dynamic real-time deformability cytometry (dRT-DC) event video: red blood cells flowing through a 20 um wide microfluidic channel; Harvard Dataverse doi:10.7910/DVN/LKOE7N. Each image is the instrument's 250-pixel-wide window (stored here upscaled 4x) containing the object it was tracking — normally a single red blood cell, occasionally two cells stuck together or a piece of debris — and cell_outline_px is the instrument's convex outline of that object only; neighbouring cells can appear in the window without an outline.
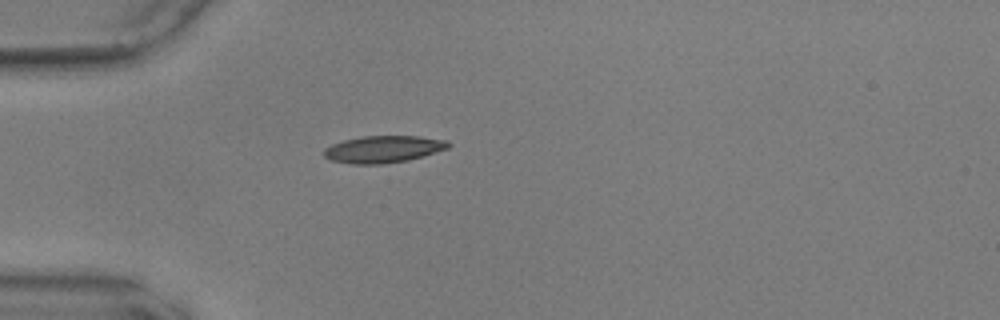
{"species": "common noctule bat (a hibernating species)", "species_latin": "Nyctalus noctula", "temperature_condition": "warm", "stored_images_in_passage": 36, "camera_frame_rate_fps": 3000, "um_per_image_px": 0.085, "animal": {"sex": "male", "body_mass_g": 17.9, "forearm_length_mm": 54.2}, "frame": {"image": 1, "passage_image": 1, "time_ms": 0.0, "image_size_px": [1000, 320], "cell_outline_px": [[452, 144], [448, 148], [408, 160], [384, 164], [352, 164], [332, 160], [324, 156], [324, 148], [332, 144], [344, 140], [360, 136], [420, 136], [448, 140]], "centroid_in_image_um": [32.59, 12.67], "position_along_channel_um": 52.4, "area_um2": 19.59}}
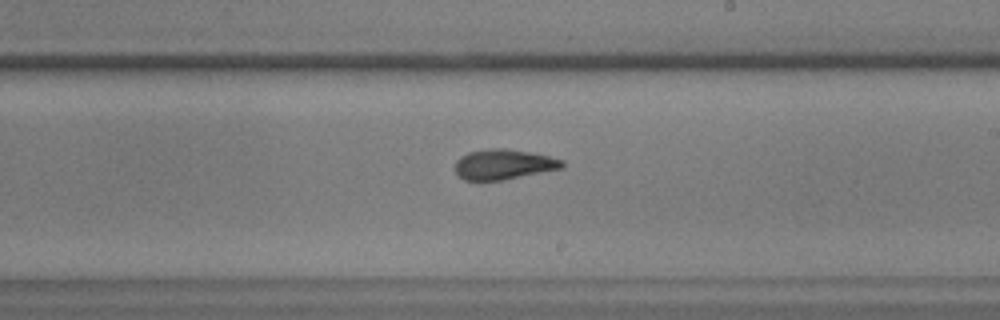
{"frame": {"image": 2, "passage_image": 18, "time_ms": 5.667, "image_size_px": [1000, 320], "cell_outline_px": [[564, 168], [504, 180], [464, 180], [456, 172], [456, 160], [460, 156], [468, 152], [492, 148], [504, 148], [528, 152], [548, 156], [564, 160]], "centroid_in_image_um": [42.82, 13.97], "position_along_channel_um": 246.2, "area_um2": 18.79}}
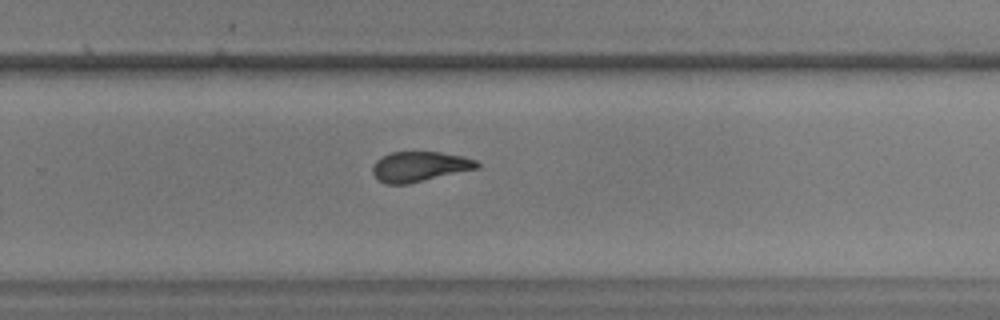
{"frame": {"image": 3, "passage_image": 22, "time_ms": 7.0, "image_size_px": [1000, 320], "cell_outline_px": [[480, 168], [408, 184], [384, 184], [372, 172], [372, 168], [376, 160], [392, 152], [440, 152], [460, 156], [476, 160], [480, 164]], "centroid_in_image_um": [35.68, 14.16], "position_along_channel_um": 294.1, "area_um2": 18.21}, "authors_computed_cell_mechanics": {"area_um2": 19.2474, "velocity_mm_per_s": 3.6123, "shape_relaxation_time_tau1_ms": 5.2228, "shape_relaxation_time_tau2_ms": 2.5057, "deformation_change_tau1": 0.1666, "deformation_change_tau2": 0.0997}}